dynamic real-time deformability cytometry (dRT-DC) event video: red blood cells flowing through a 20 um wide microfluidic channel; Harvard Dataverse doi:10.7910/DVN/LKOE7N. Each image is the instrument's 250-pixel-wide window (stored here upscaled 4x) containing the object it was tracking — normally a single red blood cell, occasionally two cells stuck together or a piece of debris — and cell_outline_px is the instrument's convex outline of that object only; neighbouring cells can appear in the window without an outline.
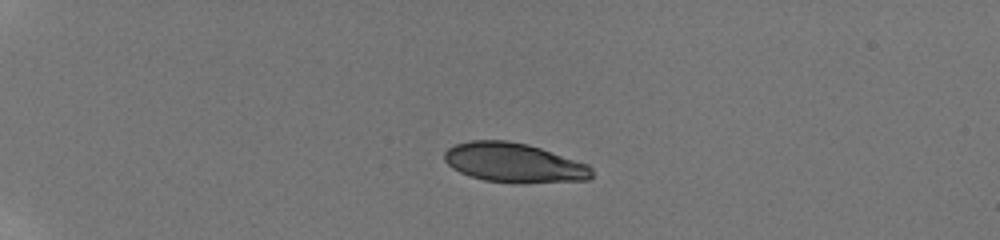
{"species": "human", "species_latin": "Homo sapiens", "temperature_condition": "room temperature", "stored_images_in_passage": 8, "camera_frame_rate_fps": 3000, "um_per_image_px": 0.085, "donor": {"sex": "male"}, "frame": {"image": 1, "passage_image": 1, "time_ms": 0.0, "image_size_px": [1000, 240], "cell_outline_px": [[592, 176], [588, 180], [520, 184], [512, 184], [484, 180], [468, 176], [452, 168], [444, 160], [444, 152], [448, 148], [456, 144], [468, 140], [508, 140], [528, 144], [588, 164], [592, 168]], "centroid_in_image_um": [43.67, 13.85], "position_along_channel_um": 41.3, "area_um2": 34.33}}